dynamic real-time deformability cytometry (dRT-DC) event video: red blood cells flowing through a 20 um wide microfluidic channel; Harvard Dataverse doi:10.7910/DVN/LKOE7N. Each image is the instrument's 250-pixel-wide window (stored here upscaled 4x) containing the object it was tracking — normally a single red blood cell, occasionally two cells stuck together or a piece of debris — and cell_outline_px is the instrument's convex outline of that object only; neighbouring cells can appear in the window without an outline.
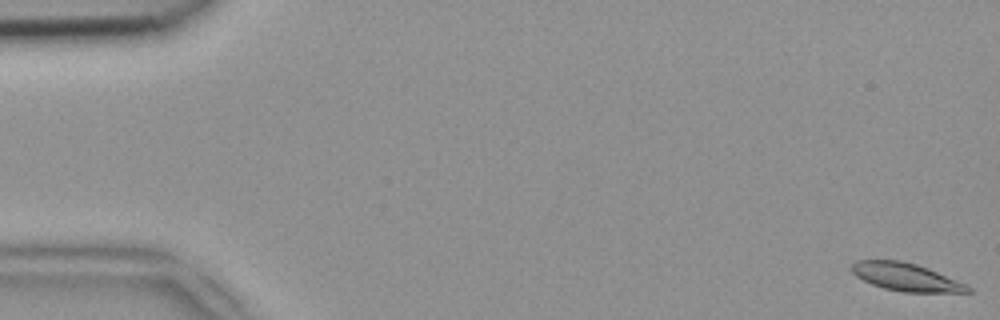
{"species": "common noctule bat (a hibernating species)", "species_latin": "Nyctalus noctula", "temperature_condition": "room temperature", "stored_images_in_passage": 50, "camera_frame_rate_fps": 3000, "um_per_image_px": 0.085, "animal": {"sex": "female", "body_mass_g": 18.4}, "frame": {"image": 1, "passage_image": 1, "time_ms": 0.0, "image_size_px": [1000, 320], "cell_outline_px": [[972, 292], [904, 292], [884, 288], [872, 284], [856, 276], [852, 272], [852, 264], [856, 260], [900, 260], [916, 264], [928, 268], [956, 280], [972, 288]], "centroid_in_image_um": [76.99, 23.54], "position_along_channel_um": 8.0, "area_um2": 18.61}}
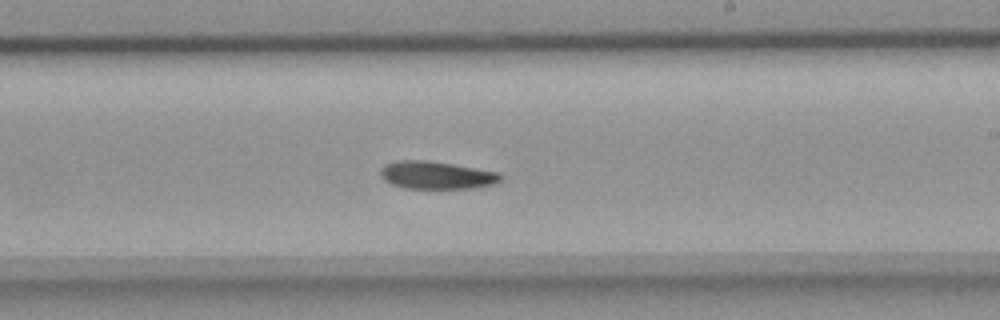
{"frame": {"image": 2, "passage_image": 30, "time_ms": 9.667, "image_size_px": [1000, 320], "cell_outline_px": [[500, 180], [496, 184], [476, 188], [404, 188], [392, 184], [384, 180], [380, 176], [380, 168], [384, 164], [396, 160], [424, 160], [452, 164], [500, 172]], "centroid_in_image_um": [37.07, 14.89], "position_along_channel_um": 251.9, "area_um2": 19.48}}
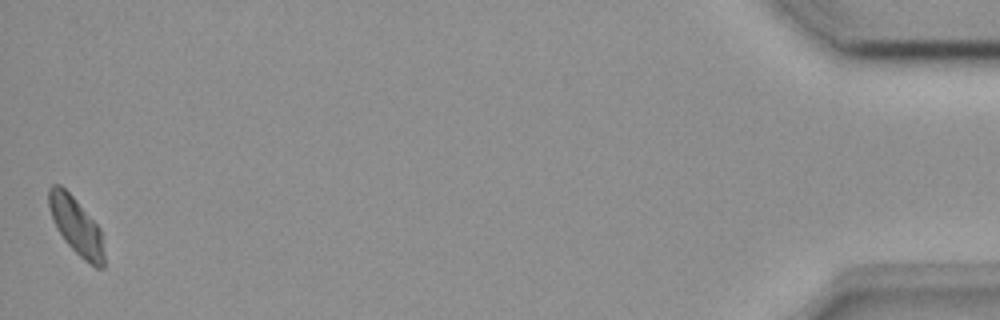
{"frame": {"image": 3, "passage_image": 50, "time_ms": 16.333, "image_size_px": [1000, 320], "cell_outline_px": [[104, 268], [96, 268], [84, 260], [64, 240], [56, 228], [48, 204], [48, 188], [52, 184], [60, 184], [76, 200], [100, 228], [104, 256]], "centroid_in_image_um": [6.47, 19.21], "position_along_channel_um": 428.7, "area_um2": 18.21}}